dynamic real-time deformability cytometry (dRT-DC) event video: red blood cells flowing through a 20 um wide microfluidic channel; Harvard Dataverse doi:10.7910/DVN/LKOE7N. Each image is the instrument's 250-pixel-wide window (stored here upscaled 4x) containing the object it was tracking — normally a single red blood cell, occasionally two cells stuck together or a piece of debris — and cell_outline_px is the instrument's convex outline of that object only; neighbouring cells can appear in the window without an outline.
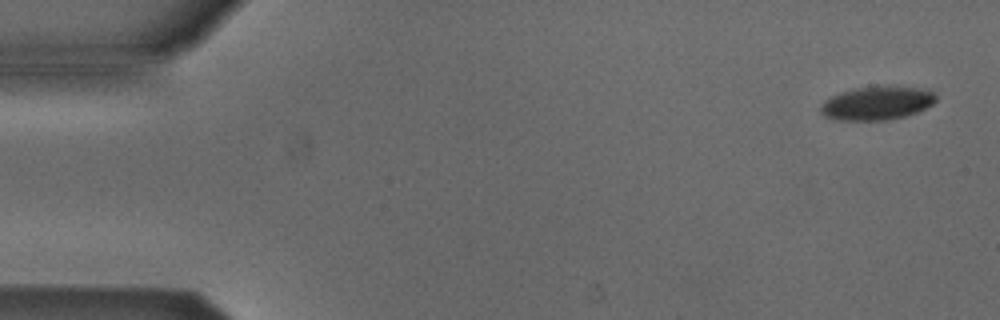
{"species": "Egyptian fruit bat (a non-hibernating species)", "species_latin": "Rousettus aegyptiacus", "temperature_condition": "cold", "stored_images_in_passage": 6, "segment_of_instrument_passage": [2, 2], "camera_frame_rate_fps": 3000, "um_per_image_px": 0.085, "animal": {"sex": "male"}, "frame": {"image": 1, "passage_image": 6, "time_ms": 1.667, "image_size_px": [1000, 320], "cell_outline_px": [[936, 100], [932, 104], [916, 112], [904, 116], [884, 120], [836, 120], [824, 116], [820, 112], [820, 104], [828, 96], [840, 92], [856, 88], [928, 88], [936, 96]], "centroid_in_image_um": [74.47, 8.79], "position_along_channel_um": 10.5, "area_um2": 22.08}}